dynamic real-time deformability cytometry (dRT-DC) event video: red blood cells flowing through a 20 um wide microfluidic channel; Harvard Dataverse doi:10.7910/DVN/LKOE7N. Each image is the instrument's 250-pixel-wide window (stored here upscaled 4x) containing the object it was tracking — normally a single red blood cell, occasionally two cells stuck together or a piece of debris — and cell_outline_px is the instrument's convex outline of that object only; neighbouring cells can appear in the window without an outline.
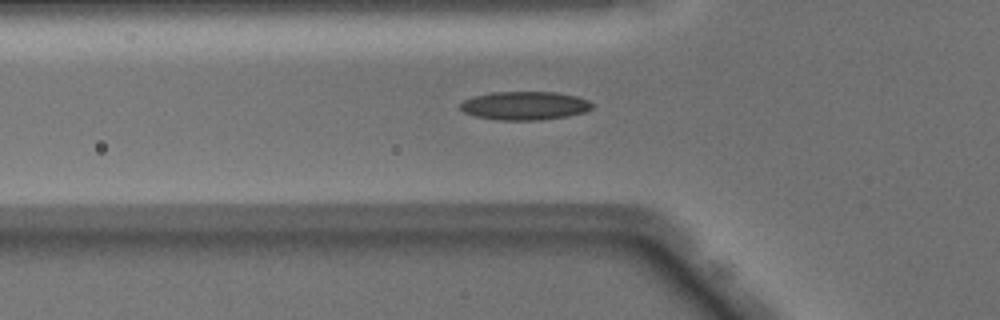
{"species": "Egyptian fruit bat (a non-hibernating species)", "species_latin": "Rousettus aegyptiacus", "temperature_condition": "warm", "stored_images_in_passage": 33, "camera_frame_rate_fps": 3000, "um_per_image_px": 0.085, "animal": {"sex": "male"}, "frame": {"image": 1, "passage_image": 2, "time_ms": 0.333, "image_size_px": [1000, 320], "cell_outline_px": [[596, 104], [592, 108], [584, 112], [568, 116], [540, 120], [500, 120], [476, 116], [464, 112], [460, 108], [460, 104], [464, 100], [472, 96], [492, 92], [556, 92], [576, 96], [588, 100]], "centroid_in_image_um": [44.62, 8.98], "position_along_channel_um": 81.2, "area_um2": 21.96}}
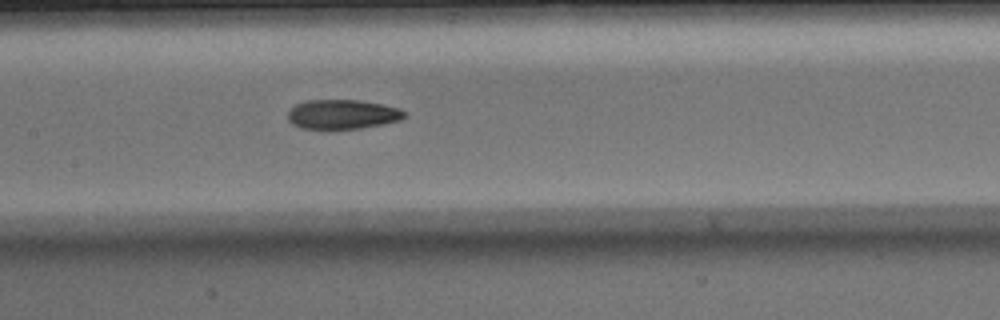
{"frame": {"image": 2, "passage_image": 9, "time_ms": 2.667, "image_size_px": [1000, 320], "cell_outline_px": [[408, 116], [400, 120], [360, 128], [332, 132], [300, 128], [292, 124], [288, 120], [288, 112], [296, 104], [308, 100], [360, 100], [384, 104], [400, 108], [408, 112]], "centroid_in_image_um": [29.11, 9.75], "position_along_channel_um": 178.3, "area_um2": 20.87}}
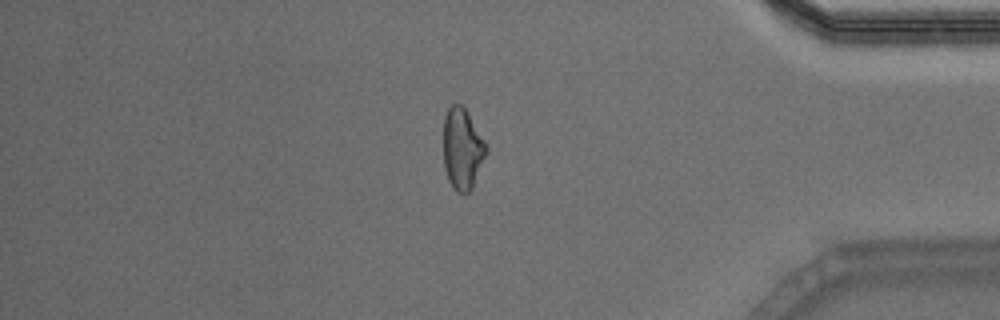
{"frame": {"image": 3, "passage_image": 27, "time_ms": 8.667, "image_size_px": [1000, 320], "cell_outline_px": [[488, 148], [472, 188], [468, 192], [456, 192], [452, 188], [448, 180], [444, 168], [444, 116], [448, 108], [452, 104], [460, 104], [464, 108], [484, 140]], "centroid_in_image_um": [39.28, 12.67], "position_along_channel_um": 395.9, "area_um2": 19.94}}